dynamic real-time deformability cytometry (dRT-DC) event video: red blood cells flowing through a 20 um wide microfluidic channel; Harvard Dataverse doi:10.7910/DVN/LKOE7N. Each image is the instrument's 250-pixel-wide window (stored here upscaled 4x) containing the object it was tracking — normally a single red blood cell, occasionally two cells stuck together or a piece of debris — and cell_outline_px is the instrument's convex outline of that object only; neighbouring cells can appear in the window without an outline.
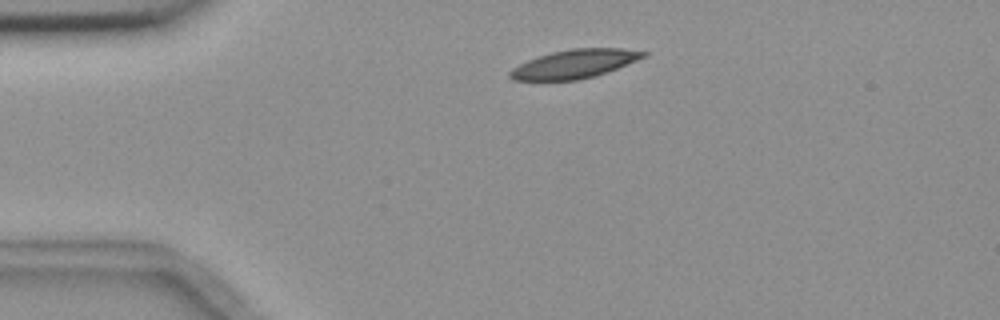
{"species": "common noctule bat (a hibernating species)", "species_latin": "Nyctalus noctula", "temperature_condition": "room temperature", "stored_images_in_passage": 2, "camera_frame_rate_fps": 3000, "um_per_image_px": 0.085, "animal": {"sex": "female", "body_mass_g": 18.4}, "frame": {"image": 1, "passage_image": 1, "time_ms": 0.0, "image_size_px": [1000, 320], "cell_outline_px": [[648, 56], [596, 76], [580, 80], [512, 80], [508, 76], [508, 72], [512, 68], [528, 60], [552, 52], [572, 48], [624, 48], [648, 52]], "centroid_in_image_um": [48.86, 5.43], "position_along_channel_um": 36.1, "area_um2": 22.31}}